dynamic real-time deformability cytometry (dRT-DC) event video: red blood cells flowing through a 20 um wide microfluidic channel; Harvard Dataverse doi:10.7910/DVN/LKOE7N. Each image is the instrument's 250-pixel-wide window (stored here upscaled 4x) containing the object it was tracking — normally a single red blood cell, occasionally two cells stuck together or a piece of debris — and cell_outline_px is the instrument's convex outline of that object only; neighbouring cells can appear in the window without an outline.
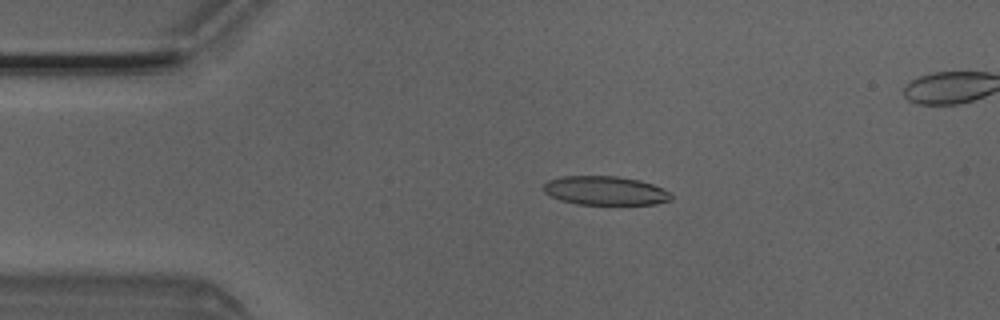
{"species": "Egyptian fruit bat (a non-hibernating species)", "species_latin": "Rousettus aegyptiacus", "temperature_condition": "room temperature", "stored_images_in_passage": 5, "camera_frame_rate_fps": 3000, "um_per_image_px": 0.085, "animal": {"sex": "male"}, "frame": {"image": 1, "passage_image": 3, "time_ms": 0.667, "image_size_px": [1000, 320], "cell_outline_px": [[672, 200], [656, 204], [576, 204], [560, 200], [544, 192], [544, 184], [548, 180], [564, 176], [616, 176], [640, 180], [652, 184], [672, 192]], "centroid_in_image_um": [51.48, 16.2], "position_along_channel_um": 33.5, "area_um2": 21.5}}